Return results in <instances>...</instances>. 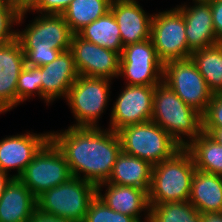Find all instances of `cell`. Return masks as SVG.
<instances>
[{
    "label": "cell",
    "mask_w": 222,
    "mask_h": 222,
    "mask_svg": "<svg viewBox=\"0 0 222 222\" xmlns=\"http://www.w3.org/2000/svg\"><path fill=\"white\" fill-rule=\"evenodd\" d=\"M155 86L126 85L114 102L110 116V130L151 120Z\"/></svg>",
    "instance_id": "12"
},
{
    "label": "cell",
    "mask_w": 222,
    "mask_h": 222,
    "mask_svg": "<svg viewBox=\"0 0 222 222\" xmlns=\"http://www.w3.org/2000/svg\"><path fill=\"white\" fill-rule=\"evenodd\" d=\"M34 95H38L42 99L40 67L25 65L17 81V100L23 103Z\"/></svg>",
    "instance_id": "28"
},
{
    "label": "cell",
    "mask_w": 222,
    "mask_h": 222,
    "mask_svg": "<svg viewBox=\"0 0 222 222\" xmlns=\"http://www.w3.org/2000/svg\"><path fill=\"white\" fill-rule=\"evenodd\" d=\"M41 0H9L13 9L18 15H25L26 12H34V10L39 6Z\"/></svg>",
    "instance_id": "34"
},
{
    "label": "cell",
    "mask_w": 222,
    "mask_h": 222,
    "mask_svg": "<svg viewBox=\"0 0 222 222\" xmlns=\"http://www.w3.org/2000/svg\"><path fill=\"white\" fill-rule=\"evenodd\" d=\"M209 3L216 37L219 43H222V0H213Z\"/></svg>",
    "instance_id": "33"
},
{
    "label": "cell",
    "mask_w": 222,
    "mask_h": 222,
    "mask_svg": "<svg viewBox=\"0 0 222 222\" xmlns=\"http://www.w3.org/2000/svg\"><path fill=\"white\" fill-rule=\"evenodd\" d=\"M77 35L98 46L118 52L120 55L122 53L120 30L111 11L82 28Z\"/></svg>",
    "instance_id": "23"
},
{
    "label": "cell",
    "mask_w": 222,
    "mask_h": 222,
    "mask_svg": "<svg viewBox=\"0 0 222 222\" xmlns=\"http://www.w3.org/2000/svg\"><path fill=\"white\" fill-rule=\"evenodd\" d=\"M110 11L118 23L123 47L151 38L153 15H148L138 1L112 0Z\"/></svg>",
    "instance_id": "17"
},
{
    "label": "cell",
    "mask_w": 222,
    "mask_h": 222,
    "mask_svg": "<svg viewBox=\"0 0 222 222\" xmlns=\"http://www.w3.org/2000/svg\"><path fill=\"white\" fill-rule=\"evenodd\" d=\"M201 222H222V213L202 214Z\"/></svg>",
    "instance_id": "38"
},
{
    "label": "cell",
    "mask_w": 222,
    "mask_h": 222,
    "mask_svg": "<svg viewBox=\"0 0 222 222\" xmlns=\"http://www.w3.org/2000/svg\"><path fill=\"white\" fill-rule=\"evenodd\" d=\"M72 176L62 152L49 140L18 177L38 198L48 189L61 185Z\"/></svg>",
    "instance_id": "8"
},
{
    "label": "cell",
    "mask_w": 222,
    "mask_h": 222,
    "mask_svg": "<svg viewBox=\"0 0 222 222\" xmlns=\"http://www.w3.org/2000/svg\"><path fill=\"white\" fill-rule=\"evenodd\" d=\"M202 131L207 133L211 138L222 145V128L202 129Z\"/></svg>",
    "instance_id": "36"
},
{
    "label": "cell",
    "mask_w": 222,
    "mask_h": 222,
    "mask_svg": "<svg viewBox=\"0 0 222 222\" xmlns=\"http://www.w3.org/2000/svg\"><path fill=\"white\" fill-rule=\"evenodd\" d=\"M193 3H199V2H203V3H209L212 2L213 0H192Z\"/></svg>",
    "instance_id": "39"
},
{
    "label": "cell",
    "mask_w": 222,
    "mask_h": 222,
    "mask_svg": "<svg viewBox=\"0 0 222 222\" xmlns=\"http://www.w3.org/2000/svg\"><path fill=\"white\" fill-rule=\"evenodd\" d=\"M29 222H73L63 218L55 217L36 209Z\"/></svg>",
    "instance_id": "35"
},
{
    "label": "cell",
    "mask_w": 222,
    "mask_h": 222,
    "mask_svg": "<svg viewBox=\"0 0 222 222\" xmlns=\"http://www.w3.org/2000/svg\"><path fill=\"white\" fill-rule=\"evenodd\" d=\"M163 67L150 38L123 47L118 77L126 78L125 85L156 86L163 80Z\"/></svg>",
    "instance_id": "11"
},
{
    "label": "cell",
    "mask_w": 222,
    "mask_h": 222,
    "mask_svg": "<svg viewBox=\"0 0 222 222\" xmlns=\"http://www.w3.org/2000/svg\"><path fill=\"white\" fill-rule=\"evenodd\" d=\"M26 15H18L9 0H0V44L7 43L16 38V31L12 30L14 24L22 23Z\"/></svg>",
    "instance_id": "30"
},
{
    "label": "cell",
    "mask_w": 222,
    "mask_h": 222,
    "mask_svg": "<svg viewBox=\"0 0 222 222\" xmlns=\"http://www.w3.org/2000/svg\"><path fill=\"white\" fill-rule=\"evenodd\" d=\"M83 222H138L134 217L115 212L98 196L89 205Z\"/></svg>",
    "instance_id": "29"
},
{
    "label": "cell",
    "mask_w": 222,
    "mask_h": 222,
    "mask_svg": "<svg viewBox=\"0 0 222 222\" xmlns=\"http://www.w3.org/2000/svg\"><path fill=\"white\" fill-rule=\"evenodd\" d=\"M49 140L50 132L42 134L27 132L1 139L0 170L9 174V171L16 169L17 173L12 174V177L18 178Z\"/></svg>",
    "instance_id": "14"
},
{
    "label": "cell",
    "mask_w": 222,
    "mask_h": 222,
    "mask_svg": "<svg viewBox=\"0 0 222 222\" xmlns=\"http://www.w3.org/2000/svg\"><path fill=\"white\" fill-rule=\"evenodd\" d=\"M163 81L186 105L194 108L201 115L207 111L213 93L191 57L165 62Z\"/></svg>",
    "instance_id": "9"
},
{
    "label": "cell",
    "mask_w": 222,
    "mask_h": 222,
    "mask_svg": "<svg viewBox=\"0 0 222 222\" xmlns=\"http://www.w3.org/2000/svg\"><path fill=\"white\" fill-rule=\"evenodd\" d=\"M25 66V55L17 38L0 44V113L17 105V81Z\"/></svg>",
    "instance_id": "15"
},
{
    "label": "cell",
    "mask_w": 222,
    "mask_h": 222,
    "mask_svg": "<svg viewBox=\"0 0 222 222\" xmlns=\"http://www.w3.org/2000/svg\"><path fill=\"white\" fill-rule=\"evenodd\" d=\"M110 83L111 80L107 78L80 75L77 77L65 98L76 119L72 127H100L97 123L107 109Z\"/></svg>",
    "instance_id": "7"
},
{
    "label": "cell",
    "mask_w": 222,
    "mask_h": 222,
    "mask_svg": "<svg viewBox=\"0 0 222 222\" xmlns=\"http://www.w3.org/2000/svg\"><path fill=\"white\" fill-rule=\"evenodd\" d=\"M191 59L213 94L222 92V43L192 52Z\"/></svg>",
    "instance_id": "26"
},
{
    "label": "cell",
    "mask_w": 222,
    "mask_h": 222,
    "mask_svg": "<svg viewBox=\"0 0 222 222\" xmlns=\"http://www.w3.org/2000/svg\"><path fill=\"white\" fill-rule=\"evenodd\" d=\"M50 140L64 155L72 176L96 186L108 181L122 151L117 132L109 128L69 126L60 133L51 131Z\"/></svg>",
    "instance_id": "1"
},
{
    "label": "cell",
    "mask_w": 222,
    "mask_h": 222,
    "mask_svg": "<svg viewBox=\"0 0 222 222\" xmlns=\"http://www.w3.org/2000/svg\"><path fill=\"white\" fill-rule=\"evenodd\" d=\"M195 171L193 158L185 147L154 165L148 192L149 205L188 201Z\"/></svg>",
    "instance_id": "4"
},
{
    "label": "cell",
    "mask_w": 222,
    "mask_h": 222,
    "mask_svg": "<svg viewBox=\"0 0 222 222\" xmlns=\"http://www.w3.org/2000/svg\"><path fill=\"white\" fill-rule=\"evenodd\" d=\"M197 170L222 176V145L203 131L185 147Z\"/></svg>",
    "instance_id": "24"
},
{
    "label": "cell",
    "mask_w": 222,
    "mask_h": 222,
    "mask_svg": "<svg viewBox=\"0 0 222 222\" xmlns=\"http://www.w3.org/2000/svg\"><path fill=\"white\" fill-rule=\"evenodd\" d=\"M188 201L201 214L222 213V176L196 169Z\"/></svg>",
    "instance_id": "21"
},
{
    "label": "cell",
    "mask_w": 222,
    "mask_h": 222,
    "mask_svg": "<svg viewBox=\"0 0 222 222\" xmlns=\"http://www.w3.org/2000/svg\"><path fill=\"white\" fill-rule=\"evenodd\" d=\"M112 0H73L62 13L73 34L110 11Z\"/></svg>",
    "instance_id": "25"
},
{
    "label": "cell",
    "mask_w": 222,
    "mask_h": 222,
    "mask_svg": "<svg viewBox=\"0 0 222 222\" xmlns=\"http://www.w3.org/2000/svg\"><path fill=\"white\" fill-rule=\"evenodd\" d=\"M185 29L183 14L176 7L153 14L151 39L163 64L191 57L192 51L188 48Z\"/></svg>",
    "instance_id": "10"
},
{
    "label": "cell",
    "mask_w": 222,
    "mask_h": 222,
    "mask_svg": "<svg viewBox=\"0 0 222 222\" xmlns=\"http://www.w3.org/2000/svg\"><path fill=\"white\" fill-rule=\"evenodd\" d=\"M11 174H7L6 172H3L0 170V197L2 196L7 184L11 181L12 179Z\"/></svg>",
    "instance_id": "37"
},
{
    "label": "cell",
    "mask_w": 222,
    "mask_h": 222,
    "mask_svg": "<svg viewBox=\"0 0 222 222\" xmlns=\"http://www.w3.org/2000/svg\"><path fill=\"white\" fill-rule=\"evenodd\" d=\"M73 0H41L34 10L40 14H62Z\"/></svg>",
    "instance_id": "32"
},
{
    "label": "cell",
    "mask_w": 222,
    "mask_h": 222,
    "mask_svg": "<svg viewBox=\"0 0 222 222\" xmlns=\"http://www.w3.org/2000/svg\"><path fill=\"white\" fill-rule=\"evenodd\" d=\"M151 120L182 147L202 132V115L186 105L163 80L154 88Z\"/></svg>",
    "instance_id": "3"
},
{
    "label": "cell",
    "mask_w": 222,
    "mask_h": 222,
    "mask_svg": "<svg viewBox=\"0 0 222 222\" xmlns=\"http://www.w3.org/2000/svg\"><path fill=\"white\" fill-rule=\"evenodd\" d=\"M117 134L122 152L143 159L152 166L172 157L182 148L152 120L123 127Z\"/></svg>",
    "instance_id": "5"
},
{
    "label": "cell",
    "mask_w": 222,
    "mask_h": 222,
    "mask_svg": "<svg viewBox=\"0 0 222 222\" xmlns=\"http://www.w3.org/2000/svg\"><path fill=\"white\" fill-rule=\"evenodd\" d=\"M96 194V185L78 177H71L65 183L40 195L37 198V209L55 217L83 222Z\"/></svg>",
    "instance_id": "6"
},
{
    "label": "cell",
    "mask_w": 222,
    "mask_h": 222,
    "mask_svg": "<svg viewBox=\"0 0 222 222\" xmlns=\"http://www.w3.org/2000/svg\"><path fill=\"white\" fill-rule=\"evenodd\" d=\"M149 206V222H201L202 220V214L189 201Z\"/></svg>",
    "instance_id": "27"
},
{
    "label": "cell",
    "mask_w": 222,
    "mask_h": 222,
    "mask_svg": "<svg viewBox=\"0 0 222 222\" xmlns=\"http://www.w3.org/2000/svg\"><path fill=\"white\" fill-rule=\"evenodd\" d=\"M38 16L23 31H16V38L25 55V65L42 67L70 50L73 33L62 14Z\"/></svg>",
    "instance_id": "2"
},
{
    "label": "cell",
    "mask_w": 222,
    "mask_h": 222,
    "mask_svg": "<svg viewBox=\"0 0 222 222\" xmlns=\"http://www.w3.org/2000/svg\"><path fill=\"white\" fill-rule=\"evenodd\" d=\"M176 5L185 19V34L188 48L194 52L199 49L219 44L212 21L210 3H193ZM189 6V7H188Z\"/></svg>",
    "instance_id": "19"
},
{
    "label": "cell",
    "mask_w": 222,
    "mask_h": 222,
    "mask_svg": "<svg viewBox=\"0 0 222 222\" xmlns=\"http://www.w3.org/2000/svg\"><path fill=\"white\" fill-rule=\"evenodd\" d=\"M222 128V92L213 94L207 111L202 115V129Z\"/></svg>",
    "instance_id": "31"
},
{
    "label": "cell",
    "mask_w": 222,
    "mask_h": 222,
    "mask_svg": "<svg viewBox=\"0 0 222 222\" xmlns=\"http://www.w3.org/2000/svg\"><path fill=\"white\" fill-rule=\"evenodd\" d=\"M70 51L80 76L118 78L120 54L98 46L73 34Z\"/></svg>",
    "instance_id": "13"
},
{
    "label": "cell",
    "mask_w": 222,
    "mask_h": 222,
    "mask_svg": "<svg viewBox=\"0 0 222 222\" xmlns=\"http://www.w3.org/2000/svg\"><path fill=\"white\" fill-rule=\"evenodd\" d=\"M153 166L136 156L121 151L118 155L108 183L138 187L149 192Z\"/></svg>",
    "instance_id": "22"
},
{
    "label": "cell",
    "mask_w": 222,
    "mask_h": 222,
    "mask_svg": "<svg viewBox=\"0 0 222 222\" xmlns=\"http://www.w3.org/2000/svg\"><path fill=\"white\" fill-rule=\"evenodd\" d=\"M78 76L71 51L61 52L54 61L40 67L42 100L50 104L57 98H66Z\"/></svg>",
    "instance_id": "16"
},
{
    "label": "cell",
    "mask_w": 222,
    "mask_h": 222,
    "mask_svg": "<svg viewBox=\"0 0 222 222\" xmlns=\"http://www.w3.org/2000/svg\"><path fill=\"white\" fill-rule=\"evenodd\" d=\"M37 198L19 178H12L0 197V222H29Z\"/></svg>",
    "instance_id": "20"
},
{
    "label": "cell",
    "mask_w": 222,
    "mask_h": 222,
    "mask_svg": "<svg viewBox=\"0 0 222 222\" xmlns=\"http://www.w3.org/2000/svg\"><path fill=\"white\" fill-rule=\"evenodd\" d=\"M106 186L105 194L102 188ZM98 196L110 209L124 215L134 217L138 222L141 220L140 213L146 212L144 222H149V200L148 193L138 187L116 185L103 182L96 186Z\"/></svg>",
    "instance_id": "18"
}]
</instances>
